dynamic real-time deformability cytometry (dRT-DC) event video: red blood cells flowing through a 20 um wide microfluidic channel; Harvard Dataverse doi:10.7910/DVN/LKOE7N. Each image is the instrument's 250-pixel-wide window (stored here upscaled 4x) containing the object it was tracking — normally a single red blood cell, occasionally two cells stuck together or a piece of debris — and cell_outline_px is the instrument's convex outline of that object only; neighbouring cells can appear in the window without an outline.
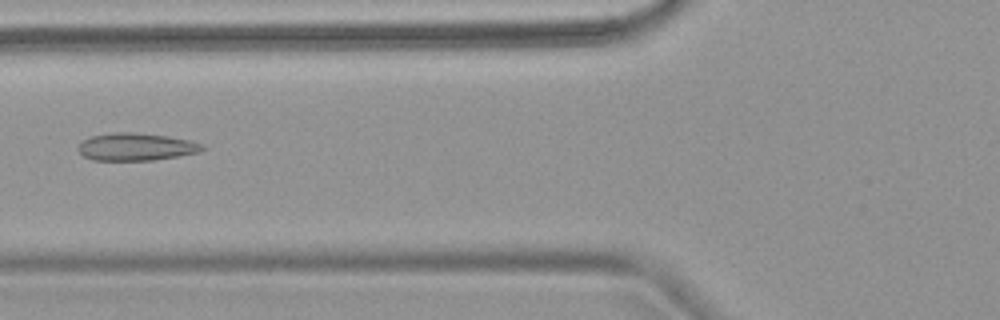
{"species": "common noctule bat (a hibernating species)", "species_latin": "Nyctalus noctula", "temperature_condition": "warm", "stored_images_in_passage": 6, "camera_frame_rate_fps": 3000, "um_per_image_px": 0.085, "animal": {"sex": "female", "body_mass_g": 18.4}, "frame": {"image": 1, "passage_image": 6, "time_ms": 6.667, "image_size_px": [1000, 320], "cell_outline_px": [[208, 148], [200, 152], [152, 160], [92, 160], [84, 156], [76, 148], [80, 140], [92, 136], [116, 132], [136, 132], [168, 136], [188, 140], [204, 144]], "centroid_in_image_um": [11.56, 12.47], "position_along_channel_um": 114.2, "area_um2": 20.06}}